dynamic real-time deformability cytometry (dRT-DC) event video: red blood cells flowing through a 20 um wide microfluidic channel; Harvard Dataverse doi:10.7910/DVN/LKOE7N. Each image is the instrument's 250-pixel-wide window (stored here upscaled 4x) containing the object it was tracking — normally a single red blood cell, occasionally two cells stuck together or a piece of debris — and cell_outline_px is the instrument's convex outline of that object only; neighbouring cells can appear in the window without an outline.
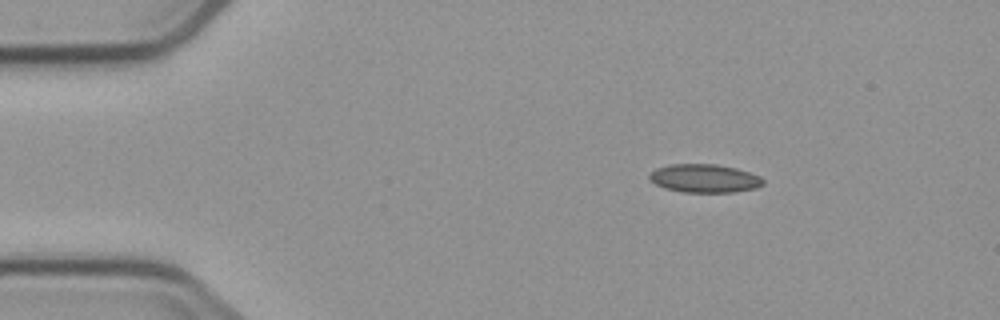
{"species": "common noctule bat (a hibernating species)", "species_latin": "Nyctalus noctula", "temperature_condition": "cold", "stored_images_in_passage": 3, "camera_frame_rate_fps": 3000, "um_per_image_px": 0.085, "animal": {"sex": "male", "body_mass_g": 23.1, "forearm_length_mm": 52.7}, "frame": {"image": 1, "passage_image": 1, "time_ms": 0.0, "image_size_px": [1000, 320], "cell_outline_px": [[764, 184], [756, 188], [736, 192], [684, 192], [664, 188], [648, 180], [648, 176], [656, 168], [672, 164], [716, 164], [736, 168], [760, 176], [764, 180]], "centroid_in_image_um": [59.88, 15.16], "position_along_channel_um": 25.1, "area_um2": 18.84}}